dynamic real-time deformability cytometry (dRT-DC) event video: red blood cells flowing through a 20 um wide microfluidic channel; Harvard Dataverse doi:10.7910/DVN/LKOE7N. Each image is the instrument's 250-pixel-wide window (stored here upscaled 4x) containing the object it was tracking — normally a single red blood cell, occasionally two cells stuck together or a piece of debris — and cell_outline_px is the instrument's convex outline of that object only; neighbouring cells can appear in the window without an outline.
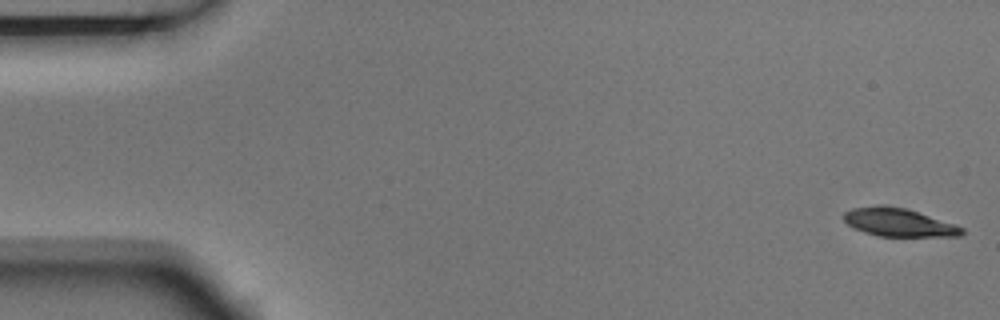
{"species": "Egyptian fruit bat (a non-hibernating species)", "species_latin": "Rousettus aegyptiacus", "temperature_condition": "room temperature", "stored_images_in_passage": 5, "segment_of_instrument_passage": [2, 2], "camera_frame_rate_fps": 3000, "um_per_image_px": 0.085, "animal": {"sex": "male"}, "frame": {"image": 1, "passage_image": 5, "time_ms": 1.333, "image_size_px": [1000, 320], "cell_outline_px": [[964, 232], [960, 236], [880, 236], [864, 232], [848, 224], [844, 220], [844, 212], [852, 208], [880, 204], [904, 208], [956, 224], [964, 228]], "centroid_in_image_um": [76.39, 18.9], "position_along_channel_um": 8.6, "area_um2": 19.25}}